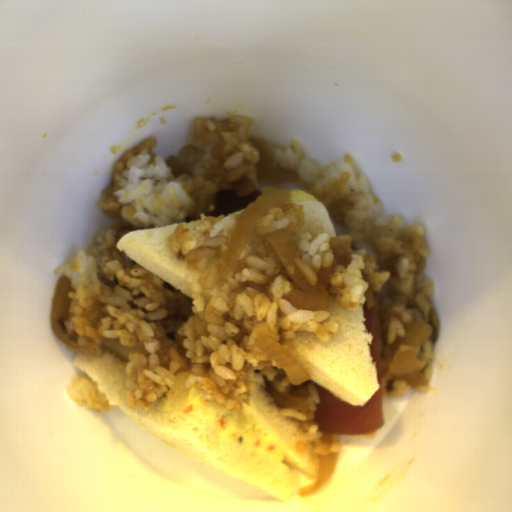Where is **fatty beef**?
<instances>
[{"mask_svg": "<svg viewBox=\"0 0 512 512\" xmlns=\"http://www.w3.org/2000/svg\"><path fill=\"white\" fill-rule=\"evenodd\" d=\"M249 144L259 155L257 179L263 183L288 184L298 180V173L283 168L274 167V159L271 147L267 140L261 136H253L248 139Z\"/></svg>", "mask_w": 512, "mask_h": 512, "instance_id": "fatty-beef-4", "label": "fatty beef"}, {"mask_svg": "<svg viewBox=\"0 0 512 512\" xmlns=\"http://www.w3.org/2000/svg\"><path fill=\"white\" fill-rule=\"evenodd\" d=\"M351 246L352 239L347 234L334 236L329 241V247L333 253L332 263L329 266H322L316 274V286L320 284L327 291L328 297L331 293V278L338 265H341L342 268H348L352 263L353 250L351 249Z\"/></svg>", "mask_w": 512, "mask_h": 512, "instance_id": "fatty-beef-5", "label": "fatty beef"}, {"mask_svg": "<svg viewBox=\"0 0 512 512\" xmlns=\"http://www.w3.org/2000/svg\"><path fill=\"white\" fill-rule=\"evenodd\" d=\"M262 195L258 186L249 178L238 181L233 191L221 190L214 196L202 192L199 200L193 206L192 212L186 215L184 223L201 219L202 214L213 215L231 214L237 210H245L250 202Z\"/></svg>", "mask_w": 512, "mask_h": 512, "instance_id": "fatty-beef-3", "label": "fatty beef"}, {"mask_svg": "<svg viewBox=\"0 0 512 512\" xmlns=\"http://www.w3.org/2000/svg\"><path fill=\"white\" fill-rule=\"evenodd\" d=\"M163 295L167 314L153 322L155 339L159 343L156 355L160 367L168 371L171 363L169 351L173 349L178 355L179 365L188 370L192 367V360L186 354L183 337H180L179 332L185 320L195 314L192 311V303L186 295L173 292L169 288H163Z\"/></svg>", "mask_w": 512, "mask_h": 512, "instance_id": "fatty-beef-2", "label": "fatty beef"}, {"mask_svg": "<svg viewBox=\"0 0 512 512\" xmlns=\"http://www.w3.org/2000/svg\"><path fill=\"white\" fill-rule=\"evenodd\" d=\"M378 271H390L387 281L379 291L369 288L365 293L366 302L363 305V315L368 332L372 336L369 346L372 362L376 366V376L381 384L382 392L387 397H400L411 388L409 384L395 378L389 371V362L399 352L412 349V344L406 342L405 337H396L393 344L389 343L388 332L390 324L397 318L392 312L396 306H404L412 317L422 319L431 327L429 339L432 350L438 340L440 320L435 309L426 301L418 290L411 295L401 292L399 285L401 278L398 274L399 265L397 253L393 251L374 250Z\"/></svg>", "mask_w": 512, "mask_h": 512, "instance_id": "fatty-beef-1", "label": "fatty beef"}]
</instances>
